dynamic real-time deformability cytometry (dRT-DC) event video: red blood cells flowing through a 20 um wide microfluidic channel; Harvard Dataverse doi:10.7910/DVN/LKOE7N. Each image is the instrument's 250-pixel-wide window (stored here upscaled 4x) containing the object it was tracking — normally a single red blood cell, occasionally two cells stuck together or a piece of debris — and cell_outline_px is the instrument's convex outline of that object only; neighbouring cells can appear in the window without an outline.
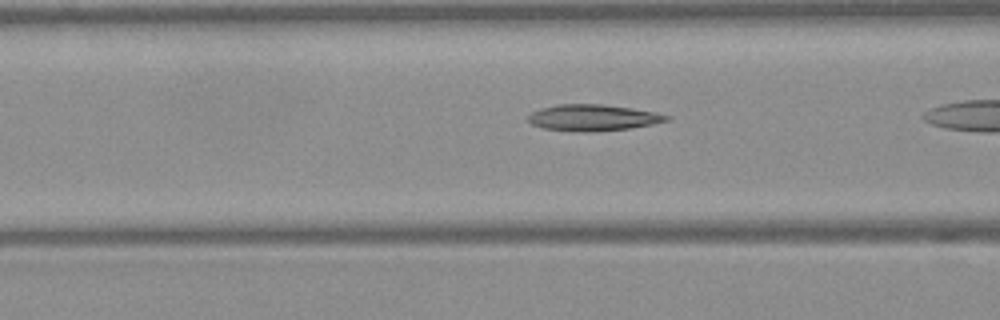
{"species": "Egyptian fruit bat (a non-hibernating species)", "species_latin": "Rousettus aegyptiacus", "temperature_condition": "warm", "stored_images_in_passage": 16, "camera_frame_rate_fps": 3000, "um_per_image_px": 0.085, "frame": {"image": 1, "passage_image": 14, "time_ms": 4.333, "image_size_px": [1000, 320], "cell_outline_px": [[672, 116], [668, 120], [652, 124], [628, 128], [584, 132], [544, 128], [532, 124], [528, 120], [528, 116], [532, 112], [540, 108], [556, 104], [600, 104], [632, 108], [656, 112]], "centroid_in_image_um": [50.4, 9.98], "position_along_channel_um": 116.2, "area_um2": 20.98}}